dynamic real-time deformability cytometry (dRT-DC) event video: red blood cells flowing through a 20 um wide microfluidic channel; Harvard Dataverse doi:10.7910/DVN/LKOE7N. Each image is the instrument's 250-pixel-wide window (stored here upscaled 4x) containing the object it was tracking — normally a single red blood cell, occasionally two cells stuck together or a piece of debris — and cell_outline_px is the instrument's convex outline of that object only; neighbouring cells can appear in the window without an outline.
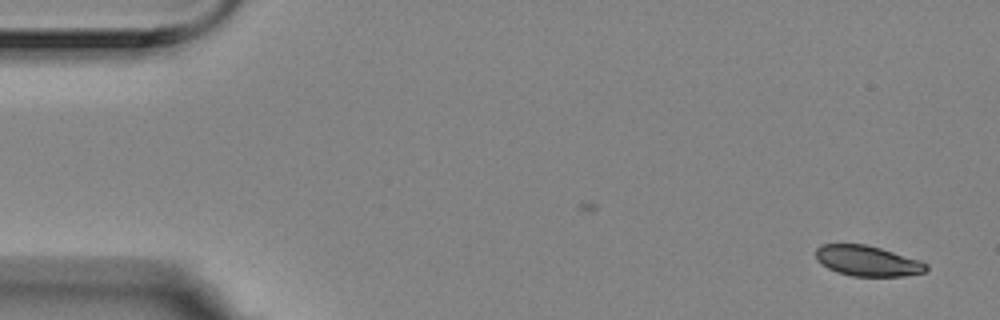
{"species": "Egyptian fruit bat (a non-hibernating species)", "species_latin": "Rousettus aegyptiacus", "temperature_condition": "room temperature", "stored_images_in_passage": 5, "camera_frame_rate_fps": 3000, "um_per_image_px": 0.085, "animal": {"sex": "female"}, "frame": {"image": 1, "passage_image": 1, "time_ms": 0.0, "image_size_px": [1000, 320], "cell_outline_px": [[928, 268], [924, 272], [904, 276], [852, 276], [836, 272], [828, 268], [816, 260], [816, 248], [820, 244], [864, 244], [880, 248], [920, 260], [928, 264]], "centroid_in_image_um": [73.72, 22.17], "position_along_channel_um": 11.3, "area_um2": 19.59}}
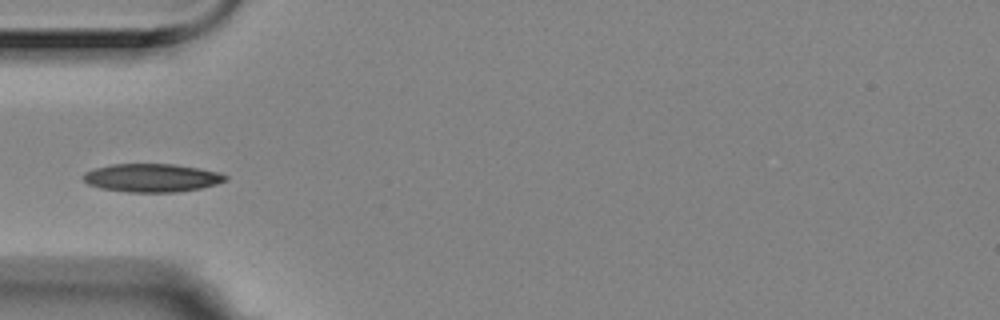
{"frame": {"image": 2, "passage_image": 5, "time_ms": 1.333, "image_size_px": [1000, 320], "cell_outline_px": [[228, 180], [216, 184], [200, 188], [176, 192], [128, 192], [100, 188], [88, 184], [80, 176], [84, 172], [96, 168], [112, 164], [176, 164], [200, 168], [220, 172], [228, 176]], "centroid_in_image_um": [12.91, 15.11], "position_along_channel_um": 72.1, "area_um2": 23.58}}